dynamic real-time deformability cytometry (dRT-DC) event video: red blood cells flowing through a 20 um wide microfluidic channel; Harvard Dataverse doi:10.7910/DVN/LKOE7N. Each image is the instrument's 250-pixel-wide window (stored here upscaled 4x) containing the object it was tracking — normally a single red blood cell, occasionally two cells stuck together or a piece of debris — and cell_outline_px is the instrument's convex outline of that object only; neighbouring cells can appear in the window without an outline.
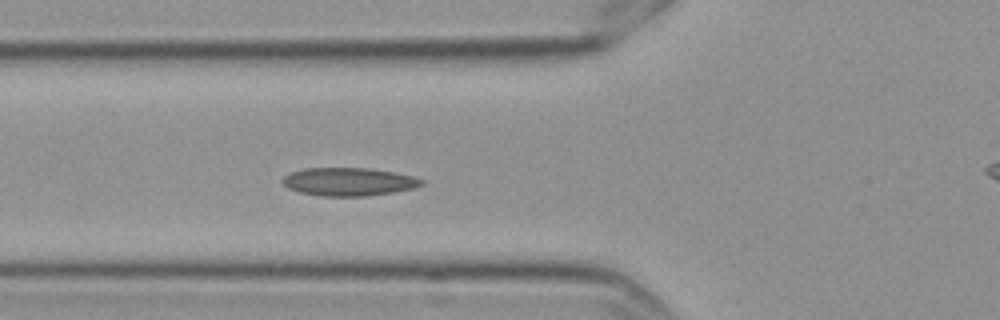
{"species": "Egyptian fruit bat (a non-hibernating species)", "species_latin": "Rousettus aegyptiacus", "temperature_condition": "cold", "stored_images_in_passage": 6, "segment_of_instrument_passage": [1, 2], "camera_frame_rate_fps": 3000, "um_per_image_px": 0.085, "frame": {"image": 1, "passage_image": 5, "time_ms": 1.333, "image_size_px": [1000, 320], "cell_outline_px": [[424, 184], [416, 188], [368, 196], [320, 196], [300, 192], [288, 188], [280, 180], [284, 176], [292, 172], [304, 168], [368, 168], [392, 172], [412, 176], [424, 180]], "centroid_in_image_um": [29.64, 15.45], "position_along_channel_um": 96.2, "area_um2": 22.77}}